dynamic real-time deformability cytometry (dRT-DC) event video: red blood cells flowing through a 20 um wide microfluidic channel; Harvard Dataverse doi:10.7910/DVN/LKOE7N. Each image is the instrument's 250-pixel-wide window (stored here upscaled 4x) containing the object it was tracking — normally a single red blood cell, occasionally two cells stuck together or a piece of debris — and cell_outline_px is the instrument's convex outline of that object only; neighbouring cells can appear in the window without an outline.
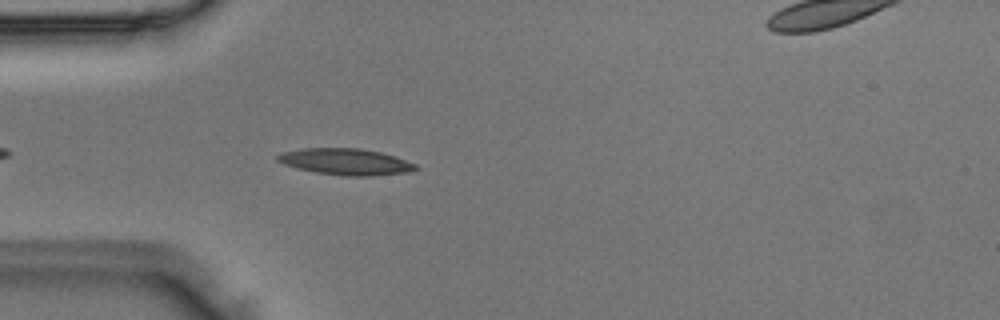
{"species": "Egyptian fruit bat (a non-hibernating species)", "species_latin": "Rousettus aegyptiacus", "temperature_condition": "room temperature", "stored_images_in_passage": 11, "camera_frame_rate_fps": 3000, "um_per_image_px": 0.085, "animal": {"sex": "male"}, "frame": {"image": 1, "passage_image": 4, "time_ms": 1.0, "image_size_px": [1000, 320], "cell_outline_px": [[420, 168], [408, 172], [372, 176], [344, 176], [316, 172], [284, 164], [276, 160], [276, 156], [280, 152], [300, 148], [360, 148], [380, 152], [416, 164]], "centroid_in_image_um": [29.36, 13.74], "position_along_channel_um": 55.6, "area_um2": 21.15}}
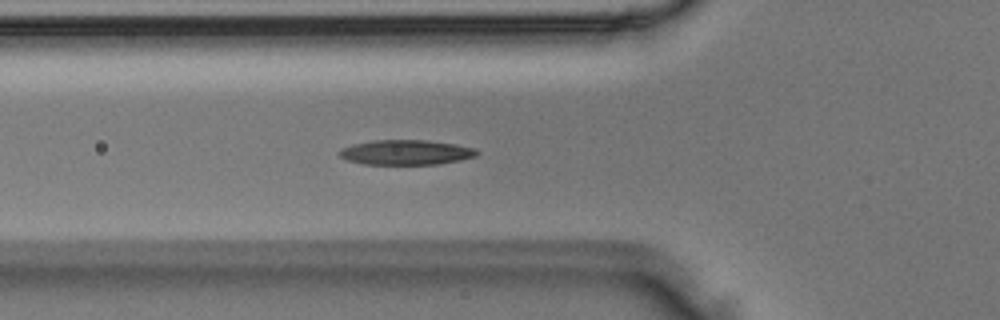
{"frame": {"image": 2, "passage_image": 7, "time_ms": 2.0, "image_size_px": [1000, 320], "cell_outline_px": [[480, 152], [476, 156], [460, 160], [440, 164], [364, 164], [348, 160], [340, 156], [336, 152], [340, 148], [352, 144], [372, 140], [428, 140], [456, 144], [476, 148]], "centroid_in_image_um": [34.51, 12.94], "position_along_channel_um": 91.3, "area_um2": 20.17}}